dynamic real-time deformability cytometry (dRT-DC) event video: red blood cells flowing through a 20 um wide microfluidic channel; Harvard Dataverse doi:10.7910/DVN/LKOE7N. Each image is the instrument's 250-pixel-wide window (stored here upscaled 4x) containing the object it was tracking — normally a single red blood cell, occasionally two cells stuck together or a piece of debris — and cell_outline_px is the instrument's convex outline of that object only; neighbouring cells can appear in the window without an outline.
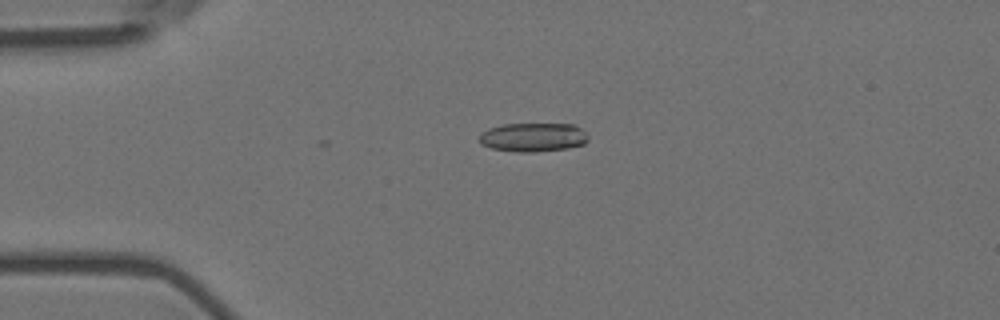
{"species": "Egyptian fruit bat (a non-hibernating species)", "species_latin": "Rousettus aegyptiacus", "temperature_condition": "room temperature", "stored_images_in_passage": 5, "camera_frame_rate_fps": 3000, "um_per_image_px": 0.085, "animal": {"sex": "female"}, "frame": {"image": 1, "passage_image": 4, "time_ms": 1.0, "image_size_px": [1000, 320], "cell_outline_px": [[588, 140], [584, 144], [568, 148], [532, 152], [516, 152], [492, 148], [480, 144], [480, 132], [488, 128], [504, 124], [572, 124], [580, 128], [588, 136]], "centroid_in_image_um": [45.29, 11.66], "position_along_channel_um": 39.7, "area_um2": 18.32}}